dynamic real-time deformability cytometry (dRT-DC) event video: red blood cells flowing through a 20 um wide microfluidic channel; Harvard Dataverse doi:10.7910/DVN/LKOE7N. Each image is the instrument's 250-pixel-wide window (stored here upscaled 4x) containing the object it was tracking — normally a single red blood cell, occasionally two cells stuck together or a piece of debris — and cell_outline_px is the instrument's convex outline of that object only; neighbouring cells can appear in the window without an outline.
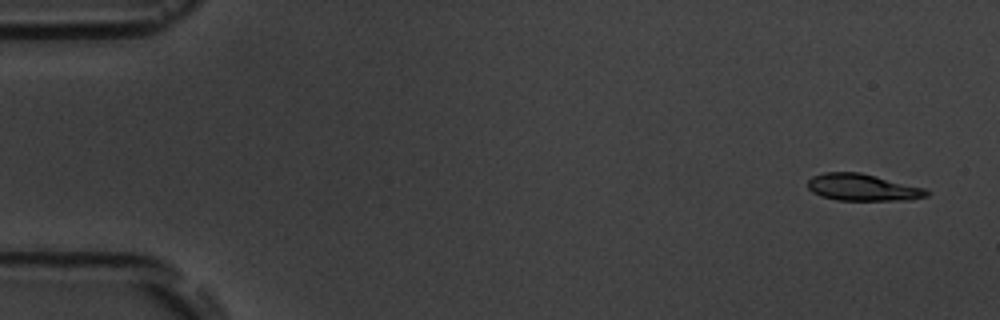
{"species": "common noctule bat (a hibernating species)", "species_latin": "Nyctalus noctula", "temperature_condition": "room temperature", "stored_images_in_passage": 5, "camera_frame_rate_fps": 3000, "um_per_image_px": 0.085, "animal": {"sex": "male", "body_mass_g": 19.5, "forearm_length_mm": 54.6}, "frame": {"image": 1, "passage_image": 1, "time_ms": 0.0, "image_size_px": [1000, 320], "cell_outline_px": [[932, 192], [928, 196], [908, 200], [836, 200], [820, 196], [812, 192], [808, 188], [808, 180], [812, 176], [824, 172], [860, 172], [924, 188]], "centroid_in_image_um": [73.31, 15.93], "position_along_channel_um": 11.7, "area_um2": 18.67}}
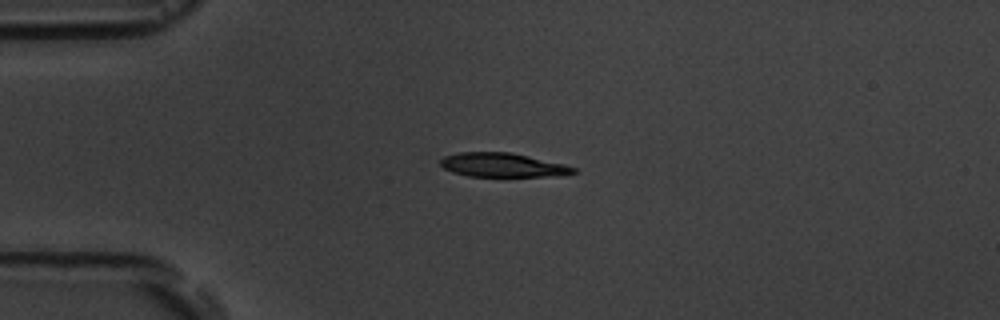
{"frame": {"image": 2, "passage_image": 4, "time_ms": 3.667, "image_size_px": [1000, 320], "cell_outline_px": [[576, 172], [560, 176], [468, 176], [452, 172], [444, 168], [440, 164], [440, 160], [444, 156], [460, 152], [512, 152], [564, 164], [576, 168]], "centroid_in_image_um": [42.72, 14.02], "position_along_channel_um": 42.3, "area_um2": 18.61}}